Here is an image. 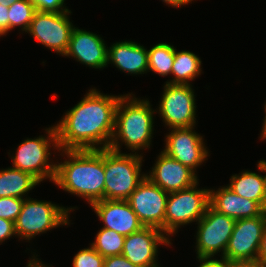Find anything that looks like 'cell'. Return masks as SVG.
I'll use <instances>...</instances> for the list:
<instances>
[{"label": "cell", "instance_id": "obj_20", "mask_svg": "<svg viewBox=\"0 0 266 267\" xmlns=\"http://www.w3.org/2000/svg\"><path fill=\"white\" fill-rule=\"evenodd\" d=\"M227 187L240 197L258 202L266 210V175L244 170L232 175Z\"/></svg>", "mask_w": 266, "mask_h": 267}, {"label": "cell", "instance_id": "obj_37", "mask_svg": "<svg viewBox=\"0 0 266 267\" xmlns=\"http://www.w3.org/2000/svg\"><path fill=\"white\" fill-rule=\"evenodd\" d=\"M264 111H265V117H264V120H263V126H262V131H261V136L260 138L263 139L265 136H266V102H265V105H264Z\"/></svg>", "mask_w": 266, "mask_h": 267}, {"label": "cell", "instance_id": "obj_21", "mask_svg": "<svg viewBox=\"0 0 266 267\" xmlns=\"http://www.w3.org/2000/svg\"><path fill=\"white\" fill-rule=\"evenodd\" d=\"M40 182L31 174L22 170L8 167L0 170V198L27 196L28 192Z\"/></svg>", "mask_w": 266, "mask_h": 267}, {"label": "cell", "instance_id": "obj_31", "mask_svg": "<svg viewBox=\"0 0 266 267\" xmlns=\"http://www.w3.org/2000/svg\"><path fill=\"white\" fill-rule=\"evenodd\" d=\"M9 7L0 4V36H5L9 32Z\"/></svg>", "mask_w": 266, "mask_h": 267}, {"label": "cell", "instance_id": "obj_33", "mask_svg": "<svg viewBox=\"0 0 266 267\" xmlns=\"http://www.w3.org/2000/svg\"><path fill=\"white\" fill-rule=\"evenodd\" d=\"M200 266L198 267H226V261L224 259L213 258H198Z\"/></svg>", "mask_w": 266, "mask_h": 267}, {"label": "cell", "instance_id": "obj_18", "mask_svg": "<svg viewBox=\"0 0 266 267\" xmlns=\"http://www.w3.org/2000/svg\"><path fill=\"white\" fill-rule=\"evenodd\" d=\"M210 206L219 213L235 220L253 218L262 215L266 210L258 203L240 197L227 186L209 190Z\"/></svg>", "mask_w": 266, "mask_h": 267}, {"label": "cell", "instance_id": "obj_22", "mask_svg": "<svg viewBox=\"0 0 266 267\" xmlns=\"http://www.w3.org/2000/svg\"><path fill=\"white\" fill-rule=\"evenodd\" d=\"M201 59L193 52L182 50L176 51L171 74L170 84H190L197 76L201 75Z\"/></svg>", "mask_w": 266, "mask_h": 267}, {"label": "cell", "instance_id": "obj_15", "mask_svg": "<svg viewBox=\"0 0 266 267\" xmlns=\"http://www.w3.org/2000/svg\"><path fill=\"white\" fill-rule=\"evenodd\" d=\"M156 160L146 177L168 194L189 188L199 181L193 170L163 151Z\"/></svg>", "mask_w": 266, "mask_h": 267}, {"label": "cell", "instance_id": "obj_30", "mask_svg": "<svg viewBox=\"0 0 266 267\" xmlns=\"http://www.w3.org/2000/svg\"><path fill=\"white\" fill-rule=\"evenodd\" d=\"M12 236H17L14 222L0 218V244Z\"/></svg>", "mask_w": 266, "mask_h": 267}, {"label": "cell", "instance_id": "obj_6", "mask_svg": "<svg viewBox=\"0 0 266 267\" xmlns=\"http://www.w3.org/2000/svg\"><path fill=\"white\" fill-rule=\"evenodd\" d=\"M75 208L25 197L21 212L14 222L16 235L22 240L30 241L36 235L53 228L69 225L70 212Z\"/></svg>", "mask_w": 266, "mask_h": 267}, {"label": "cell", "instance_id": "obj_27", "mask_svg": "<svg viewBox=\"0 0 266 267\" xmlns=\"http://www.w3.org/2000/svg\"><path fill=\"white\" fill-rule=\"evenodd\" d=\"M24 199L16 197L0 198V218L15 222L19 216Z\"/></svg>", "mask_w": 266, "mask_h": 267}, {"label": "cell", "instance_id": "obj_23", "mask_svg": "<svg viewBox=\"0 0 266 267\" xmlns=\"http://www.w3.org/2000/svg\"><path fill=\"white\" fill-rule=\"evenodd\" d=\"M175 57V47L167 43H158L148 50V71L161 76L171 74Z\"/></svg>", "mask_w": 266, "mask_h": 267}, {"label": "cell", "instance_id": "obj_35", "mask_svg": "<svg viewBox=\"0 0 266 267\" xmlns=\"http://www.w3.org/2000/svg\"><path fill=\"white\" fill-rule=\"evenodd\" d=\"M167 5H170L174 8L181 7L183 5H188V3H192L193 0H162Z\"/></svg>", "mask_w": 266, "mask_h": 267}, {"label": "cell", "instance_id": "obj_9", "mask_svg": "<svg viewBox=\"0 0 266 267\" xmlns=\"http://www.w3.org/2000/svg\"><path fill=\"white\" fill-rule=\"evenodd\" d=\"M235 221V219L217 212L209 205L204 216L197 222L195 246L197 258H214L218 252H221L220 258L222 259Z\"/></svg>", "mask_w": 266, "mask_h": 267}, {"label": "cell", "instance_id": "obj_8", "mask_svg": "<svg viewBox=\"0 0 266 267\" xmlns=\"http://www.w3.org/2000/svg\"><path fill=\"white\" fill-rule=\"evenodd\" d=\"M156 113L170 128L196 126V99L191 84L165 83Z\"/></svg>", "mask_w": 266, "mask_h": 267}, {"label": "cell", "instance_id": "obj_5", "mask_svg": "<svg viewBox=\"0 0 266 267\" xmlns=\"http://www.w3.org/2000/svg\"><path fill=\"white\" fill-rule=\"evenodd\" d=\"M46 136L27 138L17 148L15 155L11 157L12 167L22 170L34 176L39 182L49 179L54 180L56 163L49 162L51 147L58 151V139L55 125L45 129Z\"/></svg>", "mask_w": 266, "mask_h": 267}, {"label": "cell", "instance_id": "obj_24", "mask_svg": "<svg viewBox=\"0 0 266 267\" xmlns=\"http://www.w3.org/2000/svg\"><path fill=\"white\" fill-rule=\"evenodd\" d=\"M125 236L108 228H101L91 246L104 258L122 255Z\"/></svg>", "mask_w": 266, "mask_h": 267}, {"label": "cell", "instance_id": "obj_3", "mask_svg": "<svg viewBox=\"0 0 266 267\" xmlns=\"http://www.w3.org/2000/svg\"><path fill=\"white\" fill-rule=\"evenodd\" d=\"M132 95H122L117 105L114 133L109 146L117 152H121L122 143L132 153L151 146L156 109L151 108L149 100Z\"/></svg>", "mask_w": 266, "mask_h": 267}, {"label": "cell", "instance_id": "obj_29", "mask_svg": "<svg viewBox=\"0 0 266 267\" xmlns=\"http://www.w3.org/2000/svg\"><path fill=\"white\" fill-rule=\"evenodd\" d=\"M103 267H138L123 255L108 256L104 258Z\"/></svg>", "mask_w": 266, "mask_h": 267}, {"label": "cell", "instance_id": "obj_26", "mask_svg": "<svg viewBox=\"0 0 266 267\" xmlns=\"http://www.w3.org/2000/svg\"><path fill=\"white\" fill-rule=\"evenodd\" d=\"M103 263L104 257L91 245L78 251L72 261L73 267H103Z\"/></svg>", "mask_w": 266, "mask_h": 267}, {"label": "cell", "instance_id": "obj_10", "mask_svg": "<svg viewBox=\"0 0 266 267\" xmlns=\"http://www.w3.org/2000/svg\"><path fill=\"white\" fill-rule=\"evenodd\" d=\"M71 13V10L61 13L37 10L27 33L44 47L63 56L75 27L69 18Z\"/></svg>", "mask_w": 266, "mask_h": 267}, {"label": "cell", "instance_id": "obj_16", "mask_svg": "<svg viewBox=\"0 0 266 267\" xmlns=\"http://www.w3.org/2000/svg\"><path fill=\"white\" fill-rule=\"evenodd\" d=\"M107 54L108 46L100 35L74 27L68 49L63 56L73 57L77 62L91 68L104 69L108 66Z\"/></svg>", "mask_w": 266, "mask_h": 267}, {"label": "cell", "instance_id": "obj_38", "mask_svg": "<svg viewBox=\"0 0 266 267\" xmlns=\"http://www.w3.org/2000/svg\"><path fill=\"white\" fill-rule=\"evenodd\" d=\"M258 170L261 171L262 173L264 172L266 174V161L265 160H260L257 164Z\"/></svg>", "mask_w": 266, "mask_h": 267}, {"label": "cell", "instance_id": "obj_7", "mask_svg": "<svg viewBox=\"0 0 266 267\" xmlns=\"http://www.w3.org/2000/svg\"><path fill=\"white\" fill-rule=\"evenodd\" d=\"M199 182L189 188L169 193L165 210V234L173 236L183 225L198 222L210 205L209 190L197 188Z\"/></svg>", "mask_w": 266, "mask_h": 267}, {"label": "cell", "instance_id": "obj_36", "mask_svg": "<svg viewBox=\"0 0 266 267\" xmlns=\"http://www.w3.org/2000/svg\"><path fill=\"white\" fill-rule=\"evenodd\" d=\"M26 267H51V265H46L38 258H36L35 254H33L32 258H30Z\"/></svg>", "mask_w": 266, "mask_h": 267}, {"label": "cell", "instance_id": "obj_32", "mask_svg": "<svg viewBox=\"0 0 266 267\" xmlns=\"http://www.w3.org/2000/svg\"><path fill=\"white\" fill-rule=\"evenodd\" d=\"M226 267H266L259 260L251 261H229L226 262Z\"/></svg>", "mask_w": 266, "mask_h": 267}, {"label": "cell", "instance_id": "obj_11", "mask_svg": "<svg viewBox=\"0 0 266 267\" xmlns=\"http://www.w3.org/2000/svg\"><path fill=\"white\" fill-rule=\"evenodd\" d=\"M265 228L266 211L253 218L237 219L222 259L226 262L258 260Z\"/></svg>", "mask_w": 266, "mask_h": 267}, {"label": "cell", "instance_id": "obj_39", "mask_svg": "<svg viewBox=\"0 0 266 267\" xmlns=\"http://www.w3.org/2000/svg\"><path fill=\"white\" fill-rule=\"evenodd\" d=\"M18 0H0V4L5 7H9L11 4L15 3Z\"/></svg>", "mask_w": 266, "mask_h": 267}, {"label": "cell", "instance_id": "obj_1", "mask_svg": "<svg viewBox=\"0 0 266 267\" xmlns=\"http://www.w3.org/2000/svg\"><path fill=\"white\" fill-rule=\"evenodd\" d=\"M121 96L103 94L95 87L90 89L55 125L59 149L109 148Z\"/></svg>", "mask_w": 266, "mask_h": 267}, {"label": "cell", "instance_id": "obj_25", "mask_svg": "<svg viewBox=\"0 0 266 267\" xmlns=\"http://www.w3.org/2000/svg\"><path fill=\"white\" fill-rule=\"evenodd\" d=\"M35 5L29 0H18L9 6V31L21 27L27 32L36 13Z\"/></svg>", "mask_w": 266, "mask_h": 267}, {"label": "cell", "instance_id": "obj_12", "mask_svg": "<svg viewBox=\"0 0 266 267\" xmlns=\"http://www.w3.org/2000/svg\"><path fill=\"white\" fill-rule=\"evenodd\" d=\"M168 193L145 177L128 197L127 202L144 227L165 233V210Z\"/></svg>", "mask_w": 266, "mask_h": 267}, {"label": "cell", "instance_id": "obj_28", "mask_svg": "<svg viewBox=\"0 0 266 267\" xmlns=\"http://www.w3.org/2000/svg\"><path fill=\"white\" fill-rule=\"evenodd\" d=\"M38 11L46 12H65L69 9L64 5L65 0H29Z\"/></svg>", "mask_w": 266, "mask_h": 267}, {"label": "cell", "instance_id": "obj_34", "mask_svg": "<svg viewBox=\"0 0 266 267\" xmlns=\"http://www.w3.org/2000/svg\"><path fill=\"white\" fill-rule=\"evenodd\" d=\"M258 260L262 264L266 265V228L264 230V233H263V236H262V239H261Z\"/></svg>", "mask_w": 266, "mask_h": 267}, {"label": "cell", "instance_id": "obj_2", "mask_svg": "<svg viewBox=\"0 0 266 267\" xmlns=\"http://www.w3.org/2000/svg\"><path fill=\"white\" fill-rule=\"evenodd\" d=\"M68 159L56 162L53 183L62 190L86 199L91 206L104 199V149L59 150Z\"/></svg>", "mask_w": 266, "mask_h": 267}, {"label": "cell", "instance_id": "obj_4", "mask_svg": "<svg viewBox=\"0 0 266 267\" xmlns=\"http://www.w3.org/2000/svg\"><path fill=\"white\" fill-rule=\"evenodd\" d=\"M143 156L104 149V199L127 200L146 177L141 173Z\"/></svg>", "mask_w": 266, "mask_h": 267}, {"label": "cell", "instance_id": "obj_13", "mask_svg": "<svg viewBox=\"0 0 266 267\" xmlns=\"http://www.w3.org/2000/svg\"><path fill=\"white\" fill-rule=\"evenodd\" d=\"M163 152L196 172L209 156L203 136L192 127L170 128Z\"/></svg>", "mask_w": 266, "mask_h": 267}, {"label": "cell", "instance_id": "obj_14", "mask_svg": "<svg viewBox=\"0 0 266 267\" xmlns=\"http://www.w3.org/2000/svg\"><path fill=\"white\" fill-rule=\"evenodd\" d=\"M171 239L160 229L143 227L125 237L122 255L138 267H160L157 263L159 245H171Z\"/></svg>", "mask_w": 266, "mask_h": 267}, {"label": "cell", "instance_id": "obj_17", "mask_svg": "<svg viewBox=\"0 0 266 267\" xmlns=\"http://www.w3.org/2000/svg\"><path fill=\"white\" fill-rule=\"evenodd\" d=\"M90 207L102 221L103 228L111 229L125 237L144 227L127 200L103 199Z\"/></svg>", "mask_w": 266, "mask_h": 267}, {"label": "cell", "instance_id": "obj_19", "mask_svg": "<svg viewBox=\"0 0 266 267\" xmlns=\"http://www.w3.org/2000/svg\"><path fill=\"white\" fill-rule=\"evenodd\" d=\"M113 64L120 71L128 74H144L148 72V50L133 41L113 43L108 47L107 65Z\"/></svg>", "mask_w": 266, "mask_h": 267}]
</instances>
